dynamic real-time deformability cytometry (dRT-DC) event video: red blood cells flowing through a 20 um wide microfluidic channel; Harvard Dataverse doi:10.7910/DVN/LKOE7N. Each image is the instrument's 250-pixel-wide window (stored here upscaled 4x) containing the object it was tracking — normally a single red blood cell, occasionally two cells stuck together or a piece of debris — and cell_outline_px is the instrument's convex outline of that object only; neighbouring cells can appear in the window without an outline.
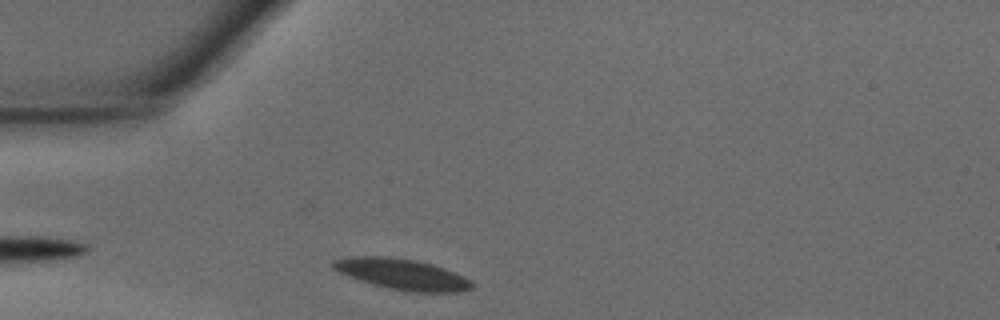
{"species": "common noctule bat (a hibernating species)", "species_latin": "Nyctalus noctula", "temperature_condition": "warm", "stored_images_in_passage": 22, "camera_frame_rate_fps": 3000, "um_per_image_px": 0.085, "animal": {"sex": "male", "body_mass_g": 15.6}, "frame": {"image": 1, "passage_image": 1, "time_ms": 0.0, "image_size_px": [1000, 320], "cell_outline_px": [[476, 284], [472, 288], [460, 292], [412, 292], [388, 288], [372, 284], [360, 280], [340, 272], [332, 268], [332, 260], [352, 256], [392, 256], [416, 260], [432, 264], [444, 268], [464, 276], [472, 280]], "centroid_in_image_um": [34.22, 23.3], "position_along_channel_um": 50.8, "area_um2": 25.09}}
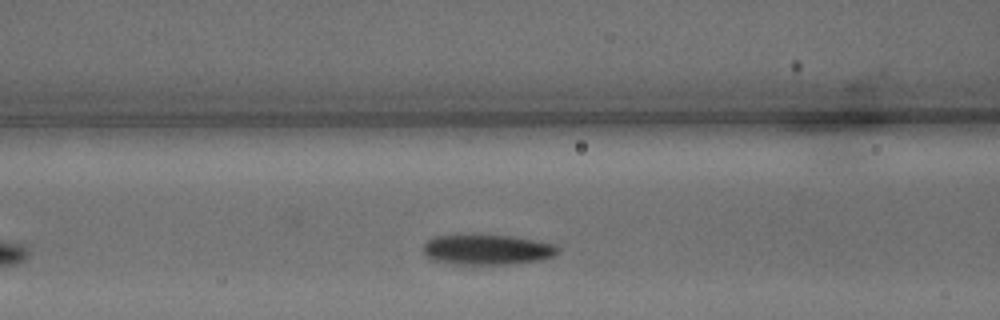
{"frame": {"image": 2, "passage_image": 7, "time_ms": 2.0, "image_size_px": [1000, 320], "cell_outline_px": [[560, 252], [552, 256], [540, 260], [516, 264], [452, 264], [432, 260], [424, 252], [424, 244], [428, 240], [436, 236], [472, 232], [516, 236], [540, 240], [556, 244], [560, 248]], "centroid_in_image_um": [41.45, 21.17], "position_along_channel_um": 125.1, "area_um2": 24.85}}
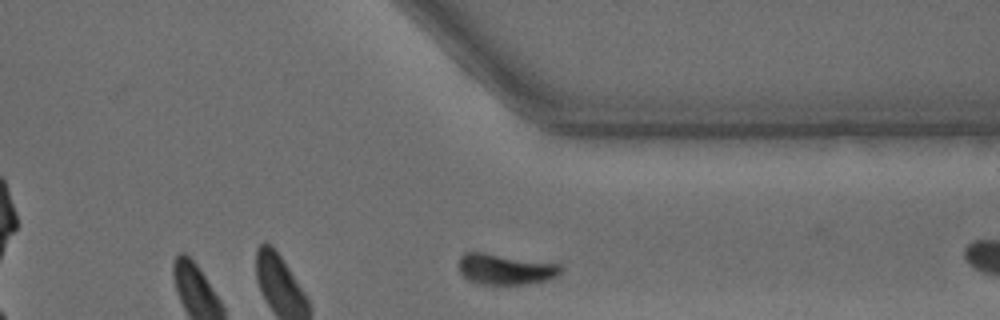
{"frame": {"image": 3, "passage_image": 21, "time_ms": 6.667, "image_size_px": [1000, 320], "cell_outline_px": [[564, 268], [556, 276], [548, 280], [528, 284], [476, 284], [468, 280], [460, 272], [456, 264], [460, 256], [464, 252], [484, 252], [560, 264]], "centroid_in_image_um": [42.91, 22.87], "position_along_channel_um": 368.5, "area_um2": 18.61}}